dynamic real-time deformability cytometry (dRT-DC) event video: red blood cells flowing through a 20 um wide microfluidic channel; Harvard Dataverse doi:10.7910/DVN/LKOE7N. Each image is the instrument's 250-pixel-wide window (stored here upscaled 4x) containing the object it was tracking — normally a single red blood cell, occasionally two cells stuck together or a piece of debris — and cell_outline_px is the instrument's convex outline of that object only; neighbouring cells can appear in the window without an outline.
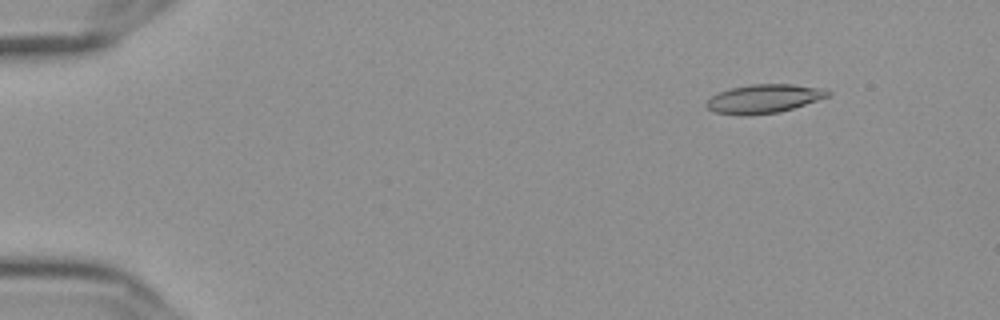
{"species": "Egyptian fruit bat (a non-hibernating species)", "species_latin": "Rousettus aegyptiacus", "temperature_condition": "cold", "stored_images_in_passage": 53, "camera_frame_rate_fps": 3000, "um_per_image_px": 0.085, "frame": {"image": 1, "passage_image": 3, "time_ms": 0.667, "image_size_px": [1000, 320], "cell_outline_px": [[832, 92], [828, 96], [780, 112], [748, 116], [744, 116], [716, 112], [708, 108], [704, 104], [712, 96], [720, 92], [732, 88], [752, 84], [792, 84], [824, 88]], "centroid_in_image_um": [64.93, 8.39], "position_along_channel_um": 20.1, "area_um2": 20.17}}
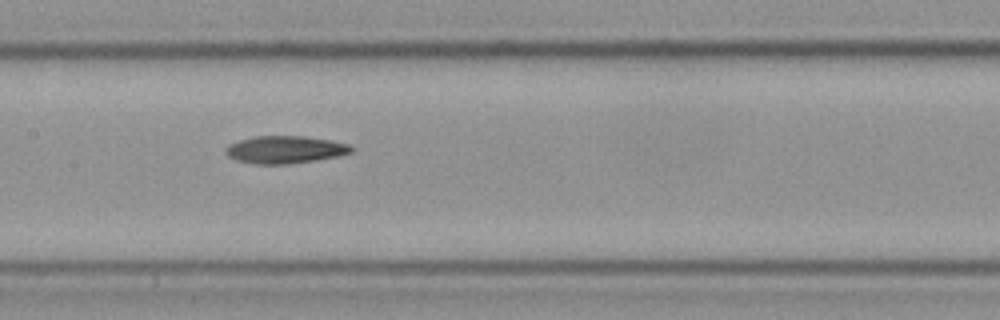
{"frame": {"image": 2, "passage_image": 25, "time_ms": 8.0, "image_size_px": [1000, 320], "cell_outline_px": [[356, 148], [352, 152], [336, 156], [316, 160], [284, 164], [256, 164], [236, 160], [228, 156], [224, 152], [228, 144], [240, 140], [256, 136], [304, 136], [332, 140], [348, 144]], "centroid_in_image_um": [24.24, 12.71], "position_along_channel_um": 183.2, "area_um2": 20.11}}
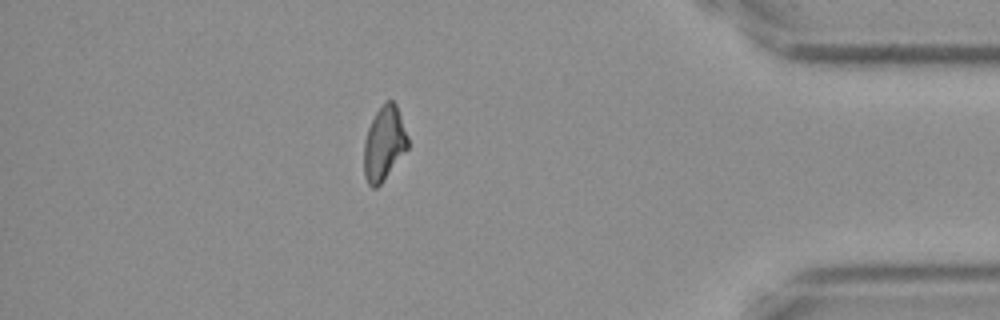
{"frame": {"image": 3, "passage_image": 46, "time_ms": 15.0, "image_size_px": [1000, 320], "cell_outline_px": [[408, 148], [380, 184], [376, 188], [372, 188], [368, 184], [364, 176], [364, 140], [368, 128], [376, 112], [384, 100], [392, 100], [396, 104], [408, 136]], "centroid_in_image_um": [32.64, 12.18], "position_along_channel_um": 402.6, "area_um2": 18.9}, "authors_computed_cell_mechanics": {"area_um2": 19.9988, "velocity_mm_per_s": 3.6327, "shape_relaxation_time_tau1_ms": 8.3889, "shape_relaxation_time_tau2_ms": null, "deformation_change_tau1": 0.1917, "deformation_change_tau2": null}}